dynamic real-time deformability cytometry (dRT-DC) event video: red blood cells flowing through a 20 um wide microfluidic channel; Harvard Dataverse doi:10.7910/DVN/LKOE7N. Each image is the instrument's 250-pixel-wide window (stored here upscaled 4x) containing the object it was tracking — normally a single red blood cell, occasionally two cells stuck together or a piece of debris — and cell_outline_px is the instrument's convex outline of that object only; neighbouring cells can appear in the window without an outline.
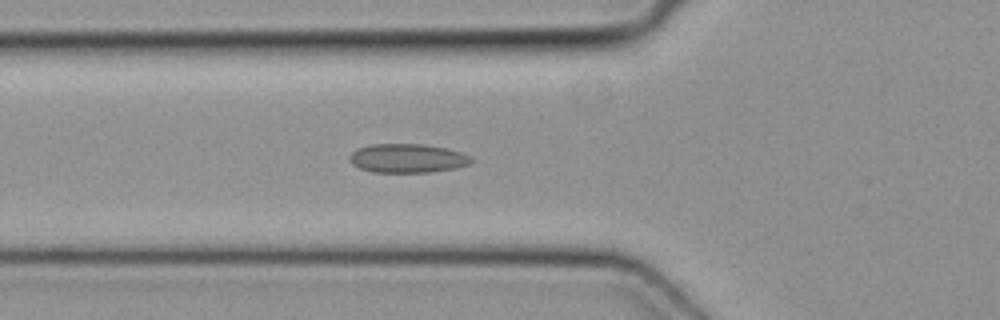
{"species": "common noctule bat (a hibernating species)", "species_latin": "Nyctalus noctula", "temperature_condition": "cold", "stored_images_in_passage": 52, "segment_of_instrument_passage": [1, 2], "camera_frame_rate_fps": 3000, "um_per_image_px": 0.085, "animal": {"sex": "female", "body_mass_g": 19.3, "forearm_length_mm": 54.1}, "frame": {"image": 1, "passage_image": 19, "time_ms": 6.0, "image_size_px": [1000, 320], "cell_outline_px": [[472, 160], [468, 164], [456, 168], [428, 172], [372, 172], [360, 168], [352, 164], [348, 160], [348, 156], [356, 148], [368, 144], [424, 144], [448, 148], [472, 156]], "centroid_in_image_um": [34.59, 13.44], "position_along_channel_um": 91.2, "area_um2": 20.69}}
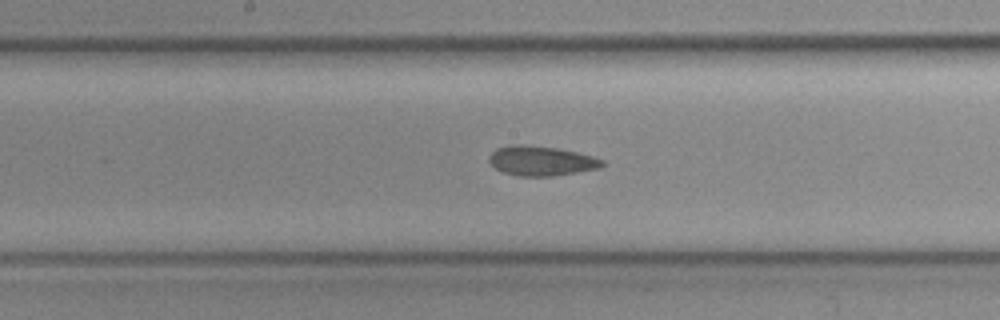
{"frame": {"image": 2, "passage_image": 27, "time_ms": 8.667, "image_size_px": [1000, 320], "cell_outline_px": [[604, 164], [600, 168], [552, 176], [520, 176], [504, 172], [496, 168], [488, 160], [488, 156], [496, 148], [512, 144], [520, 144], [560, 148], [592, 156], [604, 160]], "centroid_in_image_um": [46.0, 13.66], "position_along_channel_um": 202.2, "area_um2": 19.54}}
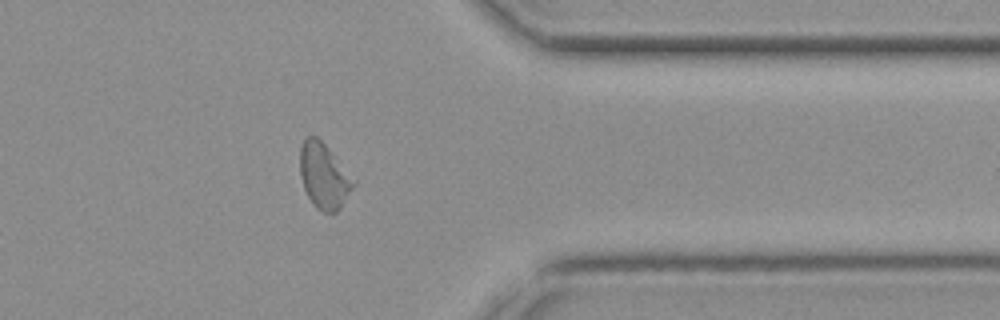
{"frame": {"image": 3, "passage_image": 41, "time_ms": 13.333, "image_size_px": [1000, 320], "cell_outline_px": [[356, 184], [340, 208], [336, 212], [324, 212], [316, 208], [312, 204], [304, 188], [300, 176], [300, 148], [304, 140], [308, 136], [316, 136], [328, 148], [356, 180]], "centroid_in_image_um": [27.54, 14.97], "position_along_channel_um": 383.9, "area_um2": 20.29}}